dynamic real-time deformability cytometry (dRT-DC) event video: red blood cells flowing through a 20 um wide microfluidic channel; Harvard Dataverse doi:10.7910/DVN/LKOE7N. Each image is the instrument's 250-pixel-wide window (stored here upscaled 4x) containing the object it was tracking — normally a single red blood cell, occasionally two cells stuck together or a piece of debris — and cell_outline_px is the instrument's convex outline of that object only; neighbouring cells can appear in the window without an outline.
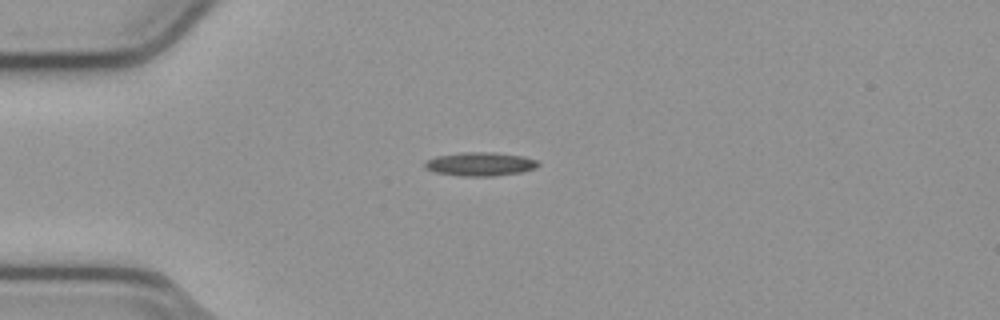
{"species": "common noctule bat (a hibernating species)", "species_latin": "Nyctalus noctula", "temperature_condition": "cold", "stored_images_in_passage": 41, "camera_frame_rate_fps": 3000, "um_per_image_px": 0.085, "animal": {"sex": "male", "body_mass_g": 23.1, "forearm_length_mm": 52.7}, "frame": {"image": 1, "passage_image": 1, "time_ms": 0.0, "image_size_px": [1000, 320], "cell_outline_px": [[540, 164], [536, 168], [524, 172], [492, 176], [460, 176], [436, 172], [424, 168], [424, 164], [428, 160], [436, 156], [464, 152], [492, 152], [524, 156], [536, 160]], "centroid_in_image_um": [40.85, 13.95], "position_along_channel_um": 44.2, "area_um2": 15.66}}
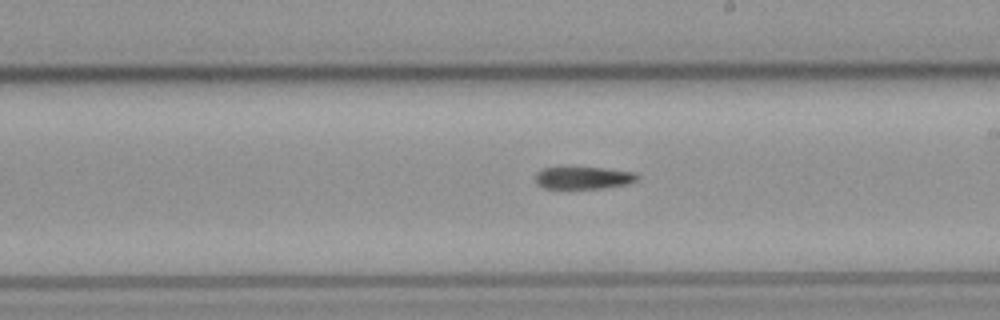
{"frame": {"image": 2, "passage_image": 18, "time_ms": 5.667, "image_size_px": [1000, 320], "cell_outline_px": [[640, 176], [636, 180], [624, 184], [604, 188], [544, 188], [536, 184], [536, 172], [544, 168], [604, 168], [636, 172]], "centroid_in_image_um": [49.59, 15.11], "position_along_channel_um": 239.4, "area_um2": 13.06}}
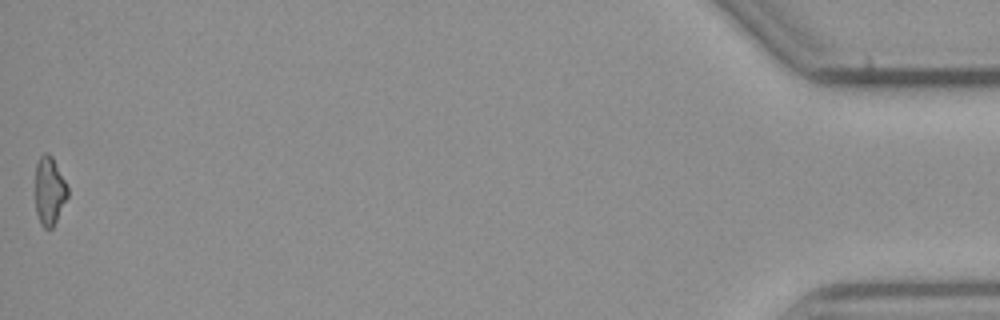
{"frame": {"image": 3, "passage_image": 41, "time_ms": 13.333, "image_size_px": [1000, 320], "cell_outline_px": [[68, 196], [52, 228], [44, 228], [40, 224], [36, 212], [36, 164], [40, 156], [44, 152], [48, 152], [52, 156], [68, 188]], "centroid_in_image_um": [4.19, 16.22], "position_along_channel_um": 431.0, "area_um2": 12.72}, "authors_computed_cell_mechanics": {"area_um2": 14.0454, "velocity_mm_per_s": 3.8184, "shape_relaxation_time_tau1_ms": 9.9729, "shape_relaxation_time_tau2_ms": null, "deformation_change_tau1": 0.2088, "deformation_change_tau2": null}}